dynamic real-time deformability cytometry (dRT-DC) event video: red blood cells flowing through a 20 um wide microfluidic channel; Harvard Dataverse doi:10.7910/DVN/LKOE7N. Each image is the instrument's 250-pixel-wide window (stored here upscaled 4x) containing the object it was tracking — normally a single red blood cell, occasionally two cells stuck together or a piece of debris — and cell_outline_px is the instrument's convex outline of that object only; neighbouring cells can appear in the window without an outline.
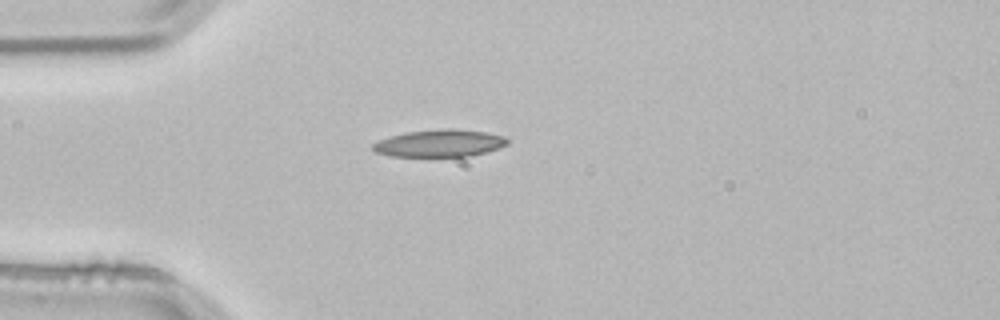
{"species": "common noctule bat (a hibernating species)", "species_latin": "Nyctalus noctula", "temperature_condition": "room temperature", "stored_images_in_passage": 3, "camera_frame_rate_fps": 3000, "um_per_image_px": 0.085, "animal": {"sex": "male", "body_mass_g": 21.5, "forearm_length_mm": 52.0}, "frame": {"image": 1, "passage_image": 3, "time_ms": 0.667, "image_size_px": [1000, 320], "cell_outline_px": [[508, 144], [500, 148], [488, 152], [472, 156], [388, 156], [376, 152], [372, 148], [372, 144], [380, 140], [404, 132], [448, 128], [452, 128], [484, 132], [504, 136], [508, 140]], "centroid_in_image_um": [37.4, 12.18], "position_along_channel_um": 47.6, "area_um2": 21.39}}